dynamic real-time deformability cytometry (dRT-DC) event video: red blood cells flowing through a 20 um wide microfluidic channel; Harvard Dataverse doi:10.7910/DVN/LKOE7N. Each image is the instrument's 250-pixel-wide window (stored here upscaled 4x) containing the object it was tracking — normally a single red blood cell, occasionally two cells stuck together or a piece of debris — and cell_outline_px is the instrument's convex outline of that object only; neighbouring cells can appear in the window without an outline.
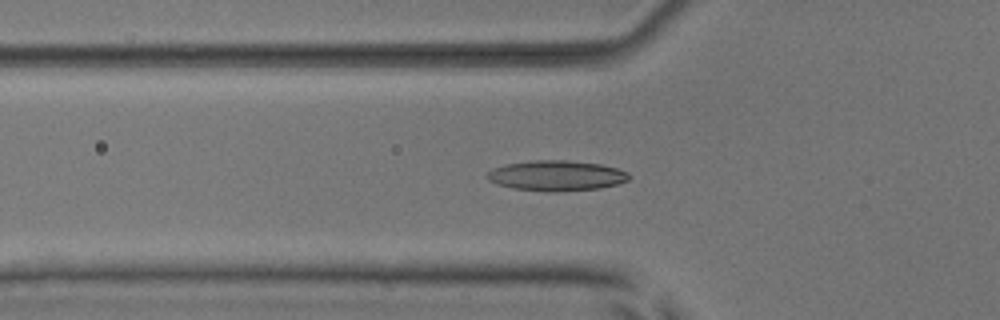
{"species": "common noctule bat (a hibernating species)", "species_latin": "Nyctalus noctula", "temperature_condition": "room temperature", "stored_images_in_passage": 53, "camera_frame_rate_fps": 3000, "um_per_image_px": 0.085, "animal": {"sex": "male", "body_mass_g": 17.9, "forearm_length_mm": 54.2}, "frame": {"image": 1, "passage_image": 19, "time_ms": 6.0, "image_size_px": [1000, 320], "cell_outline_px": [[632, 176], [628, 180], [616, 184], [600, 188], [552, 192], [548, 192], [512, 188], [488, 180], [484, 176], [492, 168], [508, 164], [532, 160], [564, 160], [600, 164], [616, 168], [628, 172]], "centroid_in_image_um": [47.29, 14.93], "position_along_channel_um": 78.5, "area_um2": 25.03}}
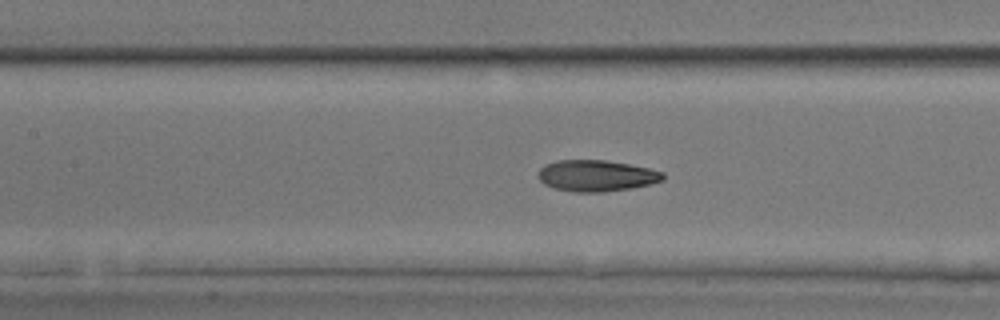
{"frame": {"image": 2, "passage_image": 25, "time_ms": 8.0, "image_size_px": [1000, 320], "cell_outline_px": [[664, 180], [632, 188], [604, 192], [572, 192], [556, 188], [544, 184], [536, 176], [540, 168], [544, 164], [560, 160], [604, 160], [628, 164], [648, 168], [664, 172]], "centroid_in_image_um": [50.67, 14.94], "position_along_channel_um": 156.7, "area_um2": 22.77}}
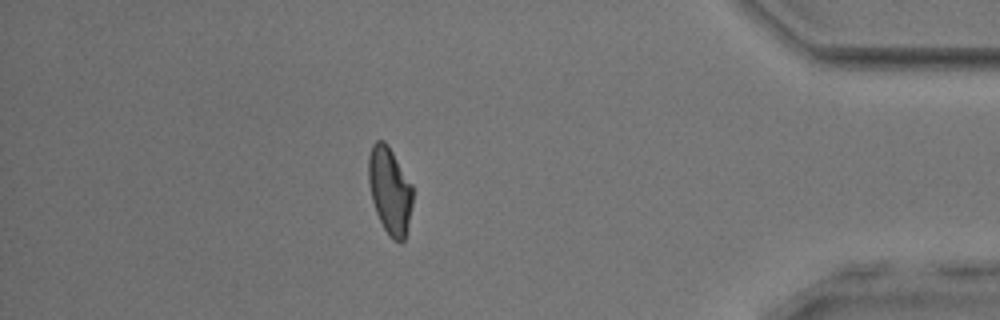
{"frame": {"image": 3, "passage_image": 47, "time_ms": 15.333, "image_size_px": [1000, 320], "cell_outline_px": [[412, 204], [408, 224], [404, 240], [400, 244], [392, 240], [388, 236], [376, 212], [372, 200], [368, 180], [368, 156], [372, 144], [376, 140], [384, 140], [388, 144], [412, 184]], "centroid_in_image_um": [33.12, 16.19], "position_along_channel_um": 402.1, "area_um2": 22.54}, "authors_computed_cell_mechanics": {"area_um2": 22.7154, "velocity_mm_per_s": 3.8874, "shape_relaxation_time_tau1_ms": 6.4518, "shape_relaxation_time_tau2_ms": 2.1425, "deformation_change_tau1": 0.1892, "deformation_change_tau2": 0.0913}}